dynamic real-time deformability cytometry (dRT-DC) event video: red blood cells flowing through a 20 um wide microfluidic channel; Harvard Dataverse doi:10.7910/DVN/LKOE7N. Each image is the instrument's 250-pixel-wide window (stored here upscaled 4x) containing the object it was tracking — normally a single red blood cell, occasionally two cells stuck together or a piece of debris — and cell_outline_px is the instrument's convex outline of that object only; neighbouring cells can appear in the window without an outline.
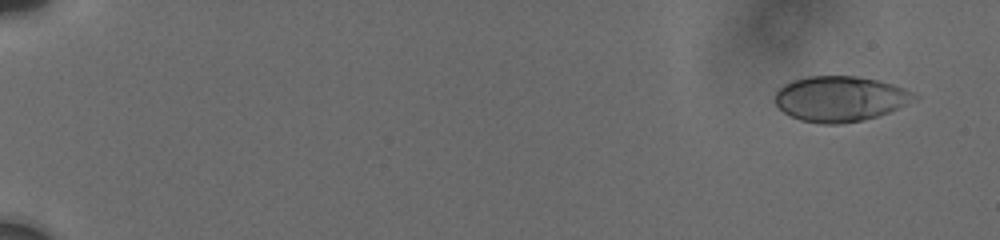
{"species": "human", "species_latin": "Homo sapiens", "temperature_condition": "cold", "stored_images_in_passage": 60, "camera_frame_rate_fps": 3000, "um_per_image_px": 0.085, "donor": {"sex": "male"}, "frame": {"image": 1, "passage_image": 3, "time_ms": 1.0, "image_size_px": [1000, 240], "cell_outline_px": [[920, 96], [888, 112], [864, 120], [840, 124], [820, 124], [800, 120], [784, 112], [776, 104], [776, 92], [784, 84], [792, 80], [808, 76], [856, 76], [876, 80], [892, 84], [904, 88]], "centroid_in_image_um": [71.38, 8.39], "position_along_channel_um": 13.6, "area_um2": 36.47}}
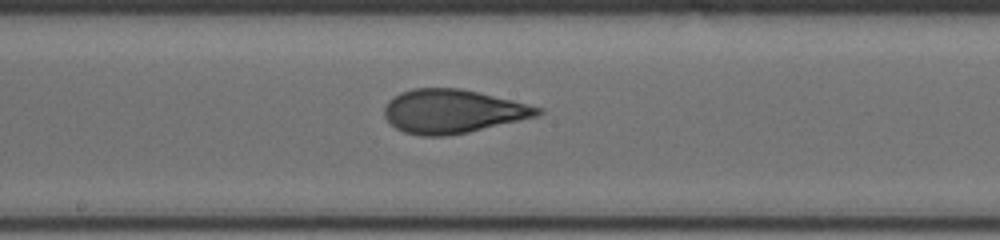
{"frame": {"image": 2, "passage_image": 35, "time_ms": 11.0, "image_size_px": [1000, 240], "cell_outline_px": [[544, 112], [536, 116], [468, 132], [448, 136], [420, 136], [404, 132], [396, 128], [384, 116], [384, 108], [388, 100], [400, 92], [412, 88], [460, 88], [512, 100], [544, 108]], "centroid_in_image_um": [38.45, 9.46], "position_along_channel_um": 209.8, "area_um2": 38.96}}
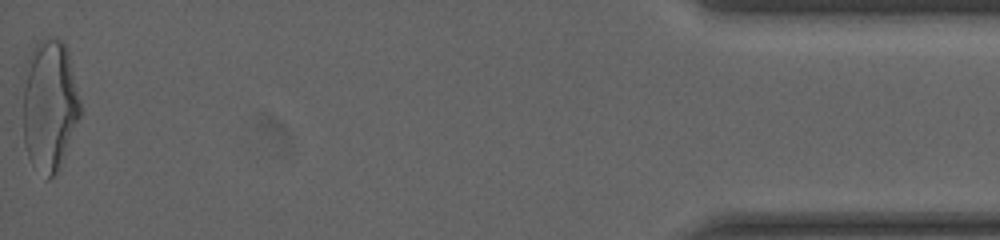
{"frame": {"image": 3, "passage_image": 60, "time_ms": 19.0, "image_size_px": [1000, 240], "cell_outline_px": [[80, 116], [56, 172], [48, 180], [28, 156], [24, 144], [24, 88], [32, 48], [36, 44], [48, 36], [60, 40], [64, 44], [68, 52], [80, 100]], "centroid_in_image_um": [4.22, 8.92], "position_along_channel_um": 431.0, "area_um2": 42.54}, "authors_computed_cell_mechanics": {"area_um2": 38.0902, "velocity_mm_per_s": 3.7587, "shape_relaxation_time_tau1_ms": 5.3254, "shape_relaxation_time_tau2_ms": 1.0424, "deformation_change_tau1": 0.2007, "deformation_change_tau2": 0.0795}}